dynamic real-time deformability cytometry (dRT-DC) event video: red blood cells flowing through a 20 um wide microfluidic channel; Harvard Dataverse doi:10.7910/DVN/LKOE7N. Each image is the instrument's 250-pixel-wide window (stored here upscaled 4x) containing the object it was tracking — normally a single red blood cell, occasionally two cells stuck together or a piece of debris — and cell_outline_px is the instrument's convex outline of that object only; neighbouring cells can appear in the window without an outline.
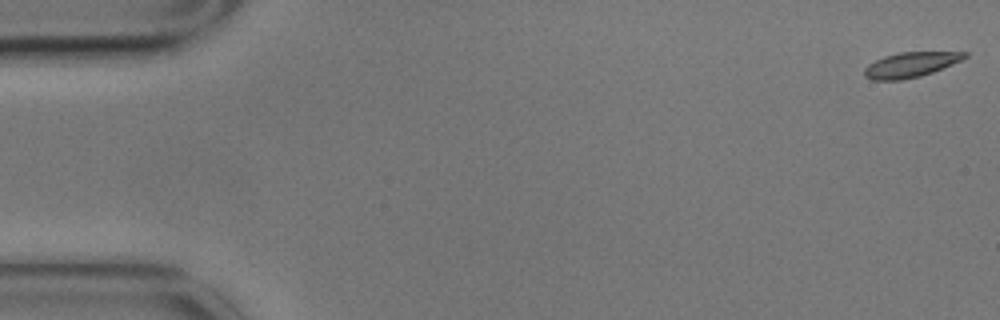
{"species": "common noctule bat (a hibernating species)", "species_latin": "Nyctalus noctula", "temperature_condition": "cold", "stored_images_in_passage": 5, "camera_frame_rate_fps": 3000, "um_per_image_px": 0.085, "animal": {"sex": "male", "body_mass_g": 17.9}, "frame": {"image": 1, "passage_image": 1, "time_ms": 0.0, "image_size_px": [1000, 320], "cell_outline_px": [[968, 56], [952, 64], [932, 72], [920, 76], [900, 80], [872, 80], [864, 76], [864, 68], [868, 64], [884, 56], [900, 52], [968, 52]], "centroid_in_image_um": [77.37, 5.5], "position_along_channel_um": 7.6, "area_um2": 14.51}}
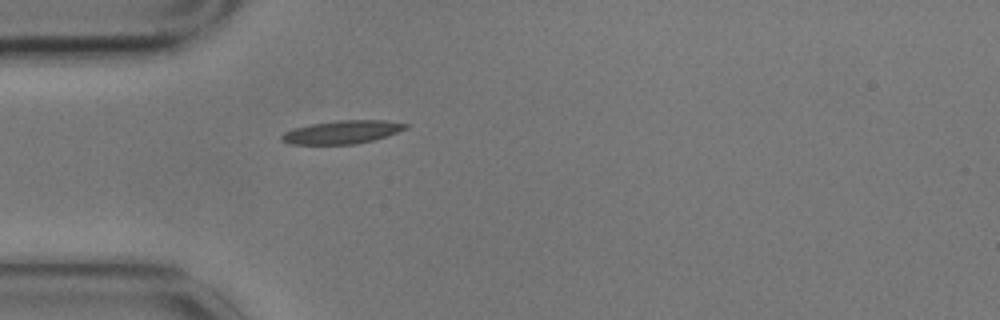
{"frame": {"image": 2, "passage_image": 5, "time_ms": 1.333, "image_size_px": [1000, 320], "cell_outline_px": [[412, 124], [408, 128], [372, 140], [356, 144], [288, 144], [280, 140], [280, 136], [284, 132], [292, 128], [312, 124], [340, 120], [384, 120]], "centroid_in_image_um": [29.06, 11.22], "position_along_channel_um": 55.9, "area_um2": 16.76}}